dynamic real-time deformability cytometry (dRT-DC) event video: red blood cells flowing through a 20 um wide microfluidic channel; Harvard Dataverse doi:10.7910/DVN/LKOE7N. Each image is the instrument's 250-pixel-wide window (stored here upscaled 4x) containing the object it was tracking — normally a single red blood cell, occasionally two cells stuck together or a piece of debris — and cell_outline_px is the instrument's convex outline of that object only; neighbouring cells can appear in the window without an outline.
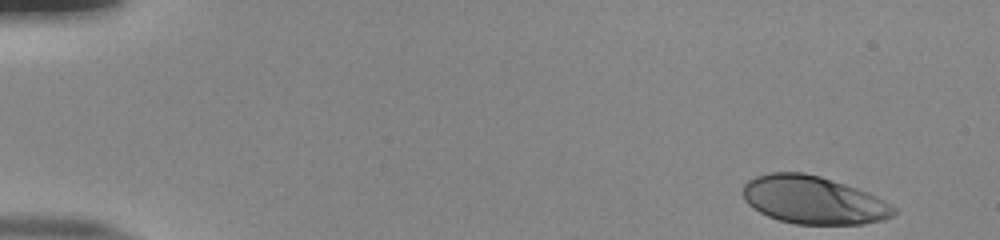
{"species": "human", "species_latin": "Homo sapiens", "temperature_condition": "room temperature", "stored_images_in_passage": 50, "camera_frame_rate_fps": 3000, "um_per_image_px": 0.085, "donor": {"sex": "male"}, "frame": {"image": 1, "passage_image": 1, "time_ms": 0.0, "image_size_px": [1000, 240], "cell_outline_px": [[896, 212], [892, 216], [880, 220], [860, 224], [796, 224], [780, 220], [768, 216], [752, 208], [744, 200], [744, 184], [748, 180], [756, 176], [768, 172], [804, 172], [820, 176], [868, 192], [884, 200], [896, 208]], "centroid_in_image_um": [69.12, 16.99], "position_along_channel_um": 15.9, "area_um2": 41.96}}
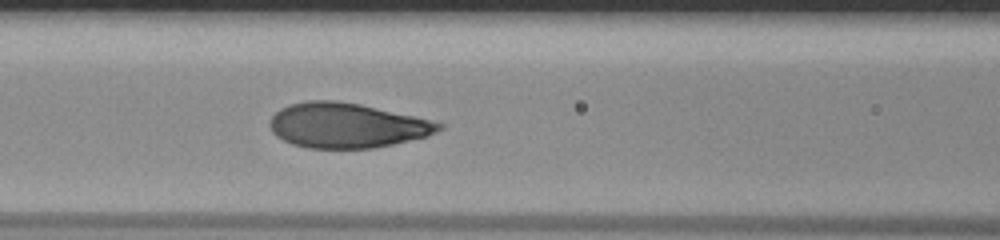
{"frame": {"image": 2, "passage_image": 21, "time_ms": 6.667, "image_size_px": [1000, 240], "cell_outline_px": [[444, 128], [428, 136], [392, 144], [372, 148], [308, 148], [292, 144], [276, 136], [272, 132], [268, 124], [272, 116], [280, 108], [288, 104], [308, 100], [332, 100], [360, 104], [412, 116], [444, 124]], "centroid_in_image_um": [29.43, 10.66], "position_along_channel_um": 137.2, "area_um2": 43.99}}
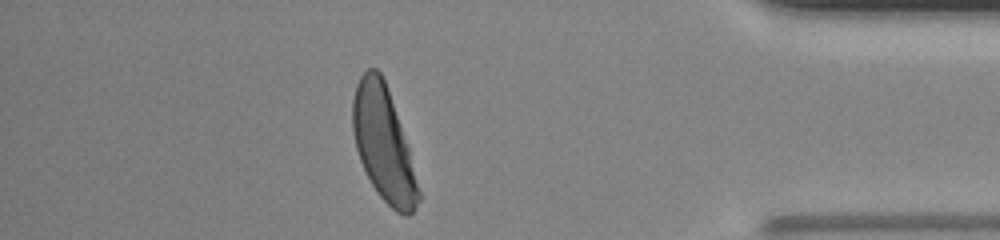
{"frame": {"image": 3, "passage_image": 44, "time_ms": 14.333, "image_size_px": [1000, 240], "cell_outline_px": [[420, 200], [412, 212], [408, 216], [404, 216], [396, 212], [376, 192], [360, 160], [356, 148], [352, 132], [352, 100], [356, 84], [360, 76], [368, 68], [376, 68], [380, 72], [384, 80], [408, 144], [420, 192]], "centroid_in_image_um": [32.59, 12.23], "position_along_channel_um": 402.6, "area_um2": 43.47}, "authors_computed_cell_mechanics": {"area_um2": 44.3037, "velocity_mm_per_s": 3.8793, "shape_relaxation_time_tau1_ms": 2.9803, "shape_relaxation_time_tau2_ms": null, "deformation_change_tau1": 0.195, "deformation_change_tau2": null}}